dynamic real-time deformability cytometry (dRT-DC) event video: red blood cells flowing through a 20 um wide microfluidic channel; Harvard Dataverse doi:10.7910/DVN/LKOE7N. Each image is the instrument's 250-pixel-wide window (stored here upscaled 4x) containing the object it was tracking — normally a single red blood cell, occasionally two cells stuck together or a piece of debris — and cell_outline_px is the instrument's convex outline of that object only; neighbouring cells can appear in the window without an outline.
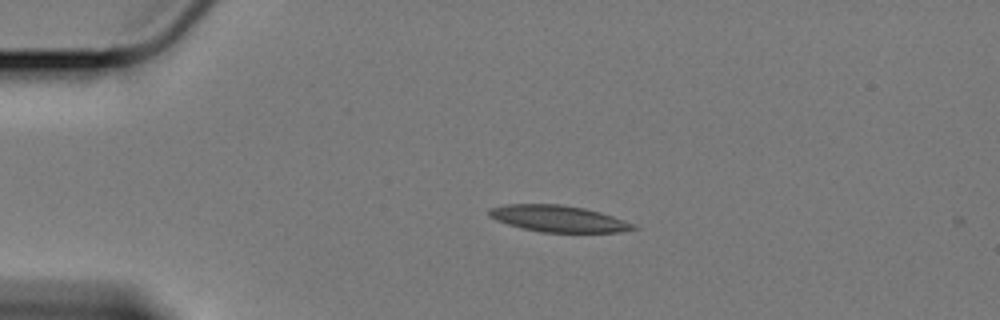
{"species": "Egyptian fruit bat (a non-hibernating species)", "species_latin": "Rousettus aegyptiacus", "temperature_condition": "cold", "stored_images_in_passage": 47, "camera_frame_rate_fps": 3000, "um_per_image_px": 0.085, "animal": {"sex": "female"}, "frame": {"image": 1, "passage_image": 1, "time_ms": 0.0, "image_size_px": [1000, 320], "cell_outline_px": [[640, 228], [620, 232], [540, 232], [508, 224], [496, 220], [488, 216], [488, 208], [508, 204], [560, 204], [584, 208], [600, 212], [636, 224]], "centroid_in_image_um": [47.47, 18.58], "position_along_channel_um": 37.5, "area_um2": 22.25}}
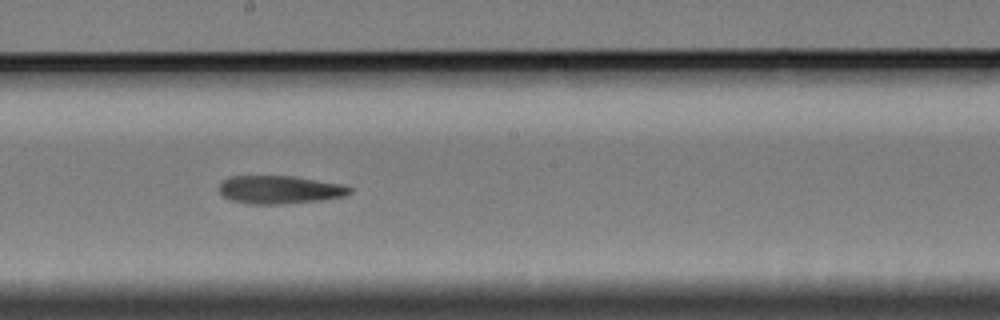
{"frame": {"image": 2, "passage_image": 21, "time_ms": 6.667, "image_size_px": [1000, 320], "cell_outline_px": [[352, 192], [344, 196], [320, 200], [284, 204], [248, 204], [232, 200], [224, 196], [220, 192], [220, 184], [228, 176], [292, 176], [340, 184], [352, 188]], "centroid_in_image_um": [23.76, 16.12], "position_along_channel_um": 224.4, "area_um2": 21.21}}
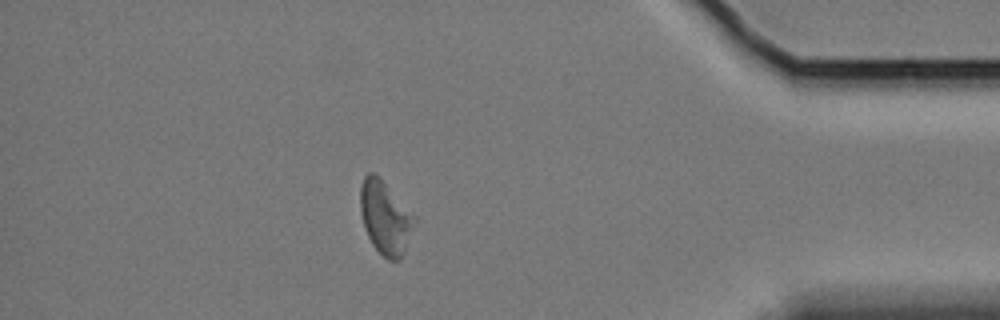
{"frame": {"image": 3, "passage_image": 40, "time_ms": 13.0, "image_size_px": [1000, 320], "cell_outline_px": [[416, 224], [404, 252], [400, 260], [388, 260], [372, 244], [364, 228], [360, 212], [360, 188], [364, 176], [368, 172], [372, 172], [416, 216]], "centroid_in_image_um": [32.75, 18.53], "position_along_channel_um": 402.5, "area_um2": 22.77}}